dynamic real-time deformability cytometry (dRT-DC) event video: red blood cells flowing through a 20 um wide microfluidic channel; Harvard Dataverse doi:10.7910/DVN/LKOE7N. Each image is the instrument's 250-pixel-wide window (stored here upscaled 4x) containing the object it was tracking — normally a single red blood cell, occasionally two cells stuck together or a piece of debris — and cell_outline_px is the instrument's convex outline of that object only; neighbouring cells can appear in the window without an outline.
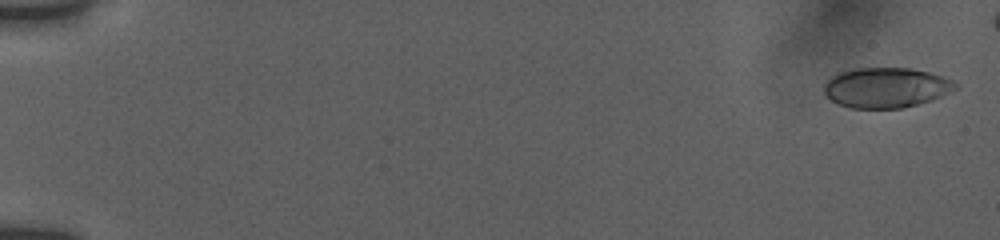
{"species": "human", "species_latin": "Homo sapiens", "temperature_condition": "room temperature", "stored_images_in_passage": 26, "camera_frame_rate_fps": 3000, "um_per_image_px": 0.085, "donor": {"sex": "female"}, "frame": {"image": 1, "passage_image": 1, "time_ms": 0.0, "image_size_px": [1000, 240], "cell_outline_px": [[956, 88], [932, 100], [900, 108], [852, 108], [840, 104], [832, 100], [824, 92], [824, 84], [832, 76], [840, 72], [856, 68], [912, 68], [928, 72], [952, 80], [956, 84]], "centroid_in_image_um": [75.29, 7.44], "position_along_channel_um": 9.7, "area_um2": 30.29}}
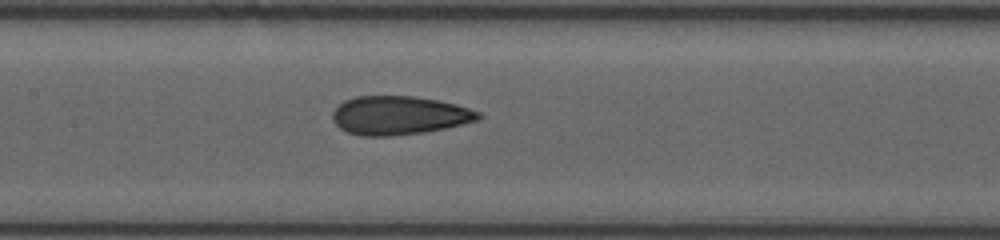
{"frame": {"image": 2, "passage_image": 19, "time_ms": 9.0, "image_size_px": [1000, 240], "cell_outline_px": [[484, 116], [480, 120], [444, 128], [424, 132], [388, 136], [360, 136], [348, 132], [340, 128], [332, 120], [332, 112], [344, 100], [356, 96], [412, 96], [436, 100], [456, 104], [480, 112]], "centroid_in_image_um": [33.93, 9.81], "position_along_channel_um": 173.5, "area_um2": 32.83}}
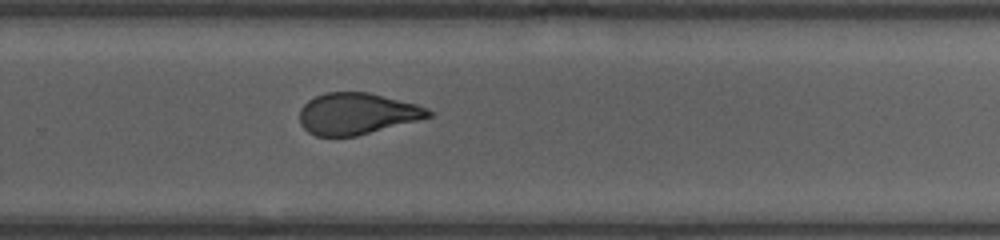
{"frame": {"image": 3, "passage_image": 26, "time_ms": 12.333, "image_size_px": [1000, 240], "cell_outline_px": [[432, 116], [356, 136], [316, 136], [308, 132], [300, 124], [300, 108], [308, 100], [316, 96], [328, 92], [368, 92], [416, 104], [428, 108], [432, 112]], "centroid_in_image_um": [30.31, 9.66], "position_along_channel_um": 299.5, "area_um2": 30.87}}